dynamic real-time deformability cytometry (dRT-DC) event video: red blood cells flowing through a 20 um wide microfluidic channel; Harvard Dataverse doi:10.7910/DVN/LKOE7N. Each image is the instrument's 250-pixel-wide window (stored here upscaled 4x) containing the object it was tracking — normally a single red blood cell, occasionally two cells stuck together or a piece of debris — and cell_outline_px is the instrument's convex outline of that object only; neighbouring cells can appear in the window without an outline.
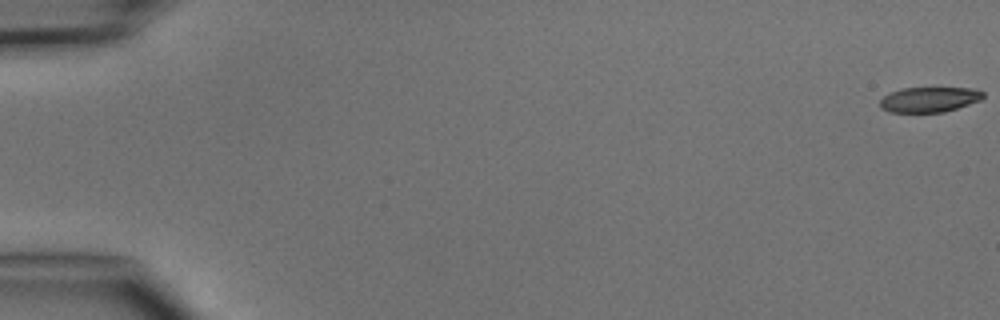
{"species": "common noctule bat (a hibernating species)", "species_latin": "Nyctalus noctula", "temperature_condition": "cold", "stored_images_in_passage": 5, "camera_frame_rate_fps": 3000, "um_per_image_px": 0.085, "animal": {"sex": "male", "body_mass_g": 15.6}, "frame": {"image": 1, "passage_image": 1, "time_ms": 0.0, "image_size_px": [1000, 320], "cell_outline_px": [[984, 96], [980, 100], [944, 112], [888, 112], [880, 108], [880, 100], [884, 96], [900, 88], [976, 88], [984, 92]], "centroid_in_image_um": [78.98, 8.45], "position_along_channel_um": 6.0, "area_um2": 15.09}}
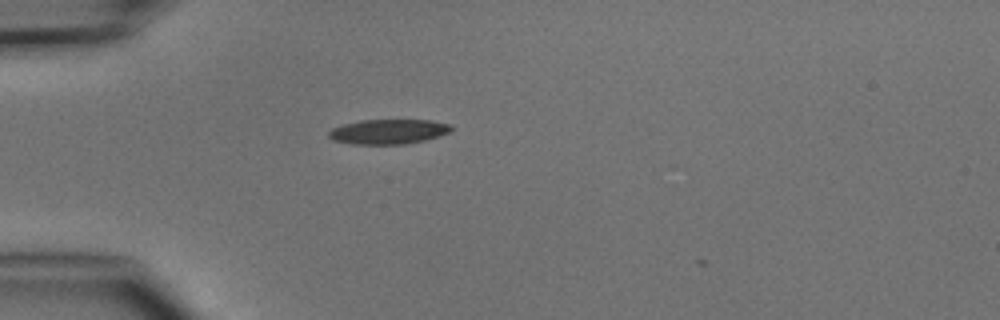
{"frame": {"image": 2, "passage_image": 5, "time_ms": 4.667, "image_size_px": [1000, 320], "cell_outline_px": [[452, 128], [448, 132], [440, 136], [424, 140], [404, 144], [352, 144], [332, 140], [328, 136], [328, 132], [332, 128], [344, 124], [360, 120], [432, 120], [452, 124]], "centroid_in_image_um": [33.01, 11.18], "position_along_channel_um": 52.0, "area_um2": 17.74}}